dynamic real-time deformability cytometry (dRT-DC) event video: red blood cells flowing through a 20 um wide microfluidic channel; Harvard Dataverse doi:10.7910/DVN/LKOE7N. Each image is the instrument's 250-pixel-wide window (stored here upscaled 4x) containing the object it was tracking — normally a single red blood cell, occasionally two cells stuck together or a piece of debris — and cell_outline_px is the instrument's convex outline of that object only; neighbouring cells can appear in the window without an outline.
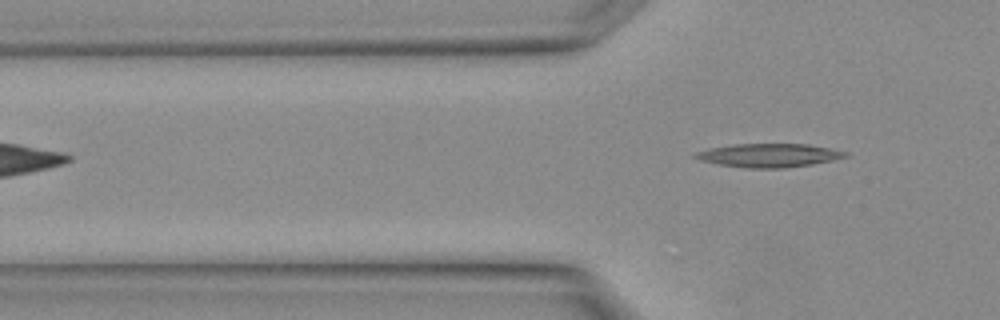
{"species": "Egyptian fruit bat (a non-hibernating species)", "species_latin": "Rousettus aegyptiacus", "temperature_condition": "warm", "stored_images_in_passage": 3, "camera_frame_rate_fps": 3000, "um_per_image_px": 0.085, "animal": {"sex": "female"}, "frame": {"image": 1, "passage_image": 3, "time_ms": 0.667, "image_size_px": [1000, 320], "cell_outline_px": [[848, 156], [832, 160], [812, 164], [784, 168], [748, 168], [720, 164], [700, 160], [692, 156], [696, 152], [708, 148], [732, 144], [808, 144], [848, 152]], "centroid_in_image_um": [65.34, 13.2], "position_along_channel_um": 60.5, "area_um2": 20.46}}